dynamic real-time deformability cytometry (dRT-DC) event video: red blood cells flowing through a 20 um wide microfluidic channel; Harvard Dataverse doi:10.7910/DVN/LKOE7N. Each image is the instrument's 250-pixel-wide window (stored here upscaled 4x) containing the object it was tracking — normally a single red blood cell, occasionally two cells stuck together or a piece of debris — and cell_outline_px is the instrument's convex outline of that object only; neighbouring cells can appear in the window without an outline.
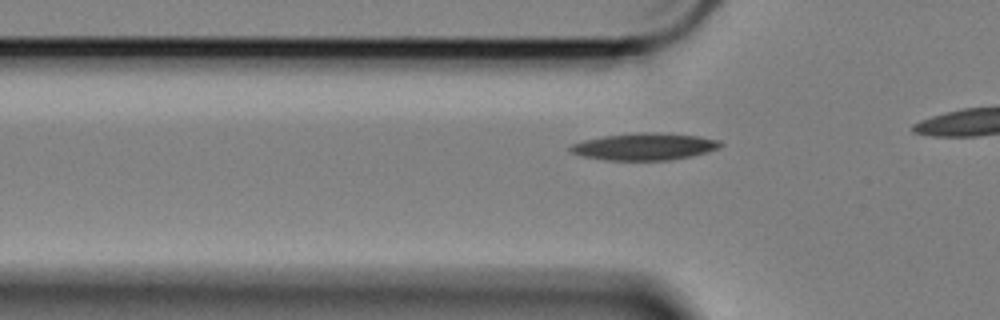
{"species": "Egyptian fruit bat (a non-hibernating species)", "species_latin": "Rousettus aegyptiacus", "temperature_condition": "cold", "stored_images_in_passage": 9, "camera_frame_rate_fps": 3000, "um_per_image_px": 0.085, "animal": {"sex": "female"}, "frame": {"image": 1, "passage_image": 2, "time_ms": 0.333, "image_size_px": [1000, 320], "cell_outline_px": [[724, 144], [720, 148], [708, 152], [692, 156], [672, 160], [604, 160], [580, 156], [568, 152], [568, 148], [572, 144], [584, 140], [604, 136], [636, 132], [656, 132], [700, 136], [720, 140]], "centroid_in_image_um": [54.79, 12.46], "position_along_channel_um": 71.0, "area_um2": 24.04}}
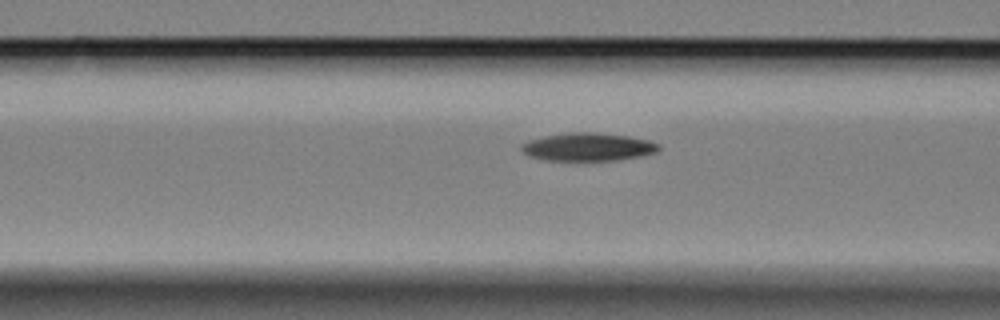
{"frame": {"image": 2, "passage_image": 6, "time_ms": 1.667, "image_size_px": [1000, 320], "cell_outline_px": [[660, 148], [656, 152], [640, 156], [620, 160], [544, 160], [528, 156], [520, 148], [520, 144], [528, 140], [544, 136], [568, 132], [592, 132], [628, 136], [648, 140], [660, 144]], "centroid_in_image_um": [49.96, 12.48], "position_along_channel_um": 116.6, "area_um2": 22.48}}